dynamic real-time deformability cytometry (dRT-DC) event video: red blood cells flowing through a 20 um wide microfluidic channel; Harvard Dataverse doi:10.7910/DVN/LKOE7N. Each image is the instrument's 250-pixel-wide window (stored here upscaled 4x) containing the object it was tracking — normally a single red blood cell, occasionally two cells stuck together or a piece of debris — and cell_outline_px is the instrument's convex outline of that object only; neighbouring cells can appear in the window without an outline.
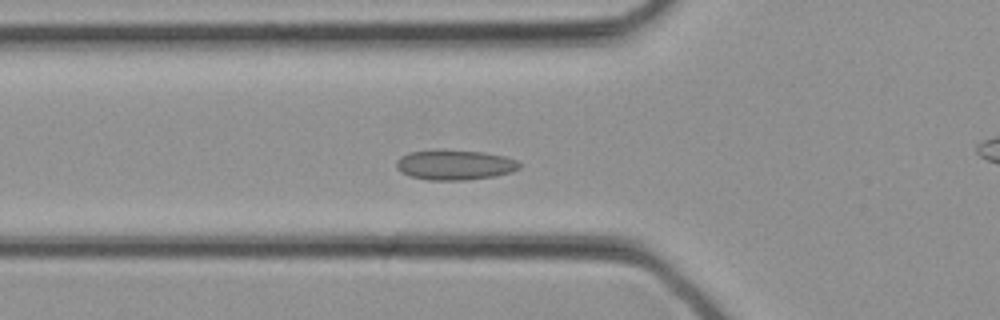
{"species": "common noctule bat (a hibernating species)", "species_latin": "Nyctalus noctula", "temperature_condition": "cold", "stored_images_in_passage": 34, "camera_frame_rate_fps": 3000, "um_per_image_px": 0.085, "animal": {"sex": "female", "body_mass_g": 21.9}, "frame": {"image": 1, "passage_image": 12, "time_ms": 3.667, "image_size_px": [1000, 320], "cell_outline_px": [[520, 168], [512, 172], [492, 176], [464, 180], [428, 180], [412, 176], [400, 172], [396, 168], [396, 160], [400, 156], [408, 152], [484, 152], [504, 156], [516, 160], [520, 164]], "centroid_in_image_um": [38.65, 14.05], "position_along_channel_um": 87.1, "area_um2": 20.81}}
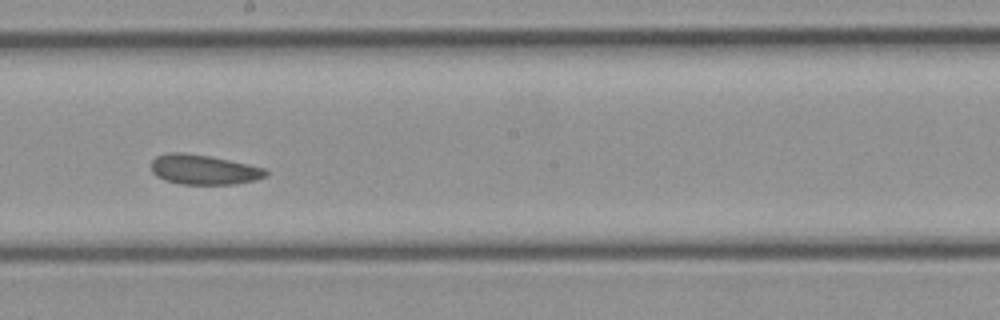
{"frame": {"image": 2, "passage_image": 19, "time_ms": 6.0, "image_size_px": [1000, 320], "cell_outline_px": [[268, 176], [256, 180], [232, 184], [180, 184], [164, 180], [156, 176], [152, 172], [152, 160], [156, 156], [168, 152], [184, 152], [208, 156], [248, 164], [264, 168], [268, 172]], "centroid_in_image_um": [17.3, 14.42], "position_along_channel_um": 230.9, "area_um2": 19.94}}
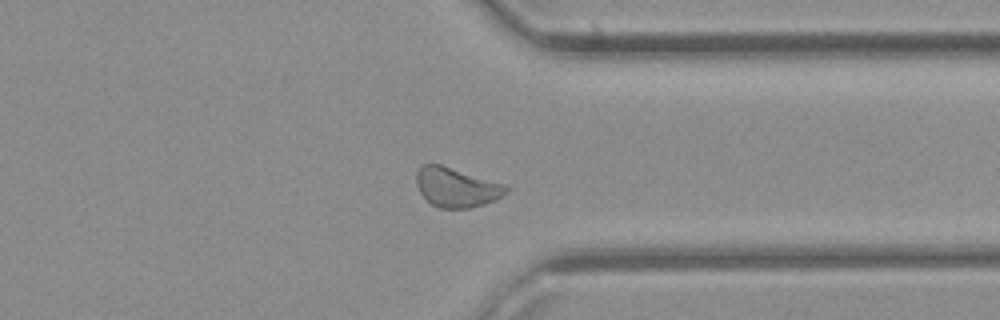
{"frame": {"image": 3, "passage_image": 26, "time_ms": 8.333, "image_size_px": [1000, 320], "cell_outline_px": [[508, 192], [496, 200], [484, 204], [468, 208], [440, 208], [432, 204], [420, 192], [416, 184], [416, 172], [420, 164], [440, 164], [508, 184]], "centroid_in_image_um": [38.82, 15.9], "position_along_channel_um": 372.6, "area_um2": 20.87}}